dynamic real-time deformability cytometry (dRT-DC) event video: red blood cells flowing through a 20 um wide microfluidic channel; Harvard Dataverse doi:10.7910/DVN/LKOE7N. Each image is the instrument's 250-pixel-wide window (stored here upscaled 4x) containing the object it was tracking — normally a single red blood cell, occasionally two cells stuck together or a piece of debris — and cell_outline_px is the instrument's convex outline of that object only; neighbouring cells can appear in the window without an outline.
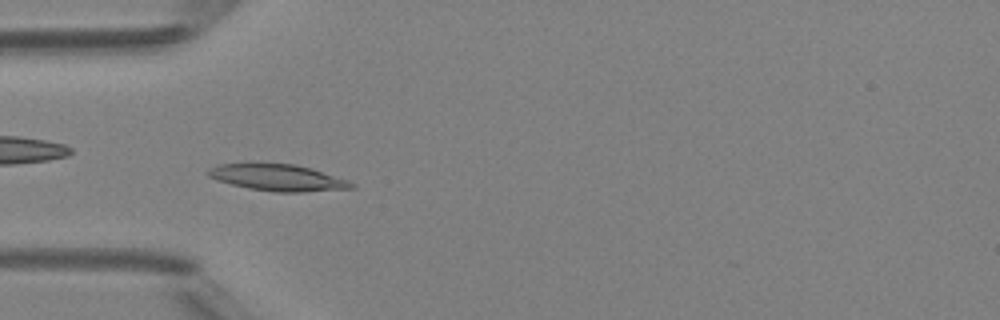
{"species": "Egyptian fruit bat (a non-hibernating species)", "species_latin": "Rousettus aegyptiacus", "temperature_condition": "room temperature", "stored_images_in_passage": 49, "camera_frame_rate_fps": 3000, "um_per_image_px": 0.085, "animal": {"sex": "female"}, "frame": {"image": 1, "passage_image": 15, "time_ms": 4.667, "image_size_px": [1000, 320], "cell_outline_px": [[356, 188], [304, 192], [276, 192], [248, 188], [232, 184], [208, 176], [204, 172], [208, 168], [220, 164], [296, 164], [312, 168], [348, 180], [356, 184]], "centroid_in_image_um": [23.66, 15.1], "position_along_channel_um": 61.3, "area_um2": 22.08}}
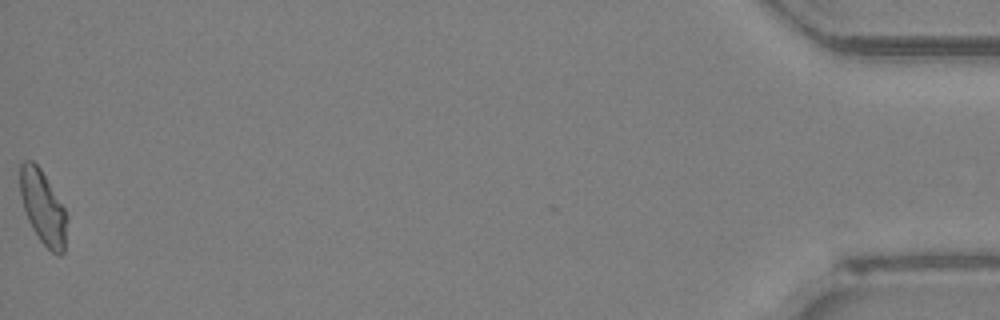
{"frame": {"image": 2, "passage_image": 49, "time_ms": 16.0, "image_size_px": [1000, 320], "cell_outline_px": [[68, 220], [64, 252], [60, 256], [52, 252], [40, 240], [32, 228], [28, 220], [24, 208], [20, 192], [20, 164], [24, 160], [32, 160], [40, 168], [64, 208], [68, 216]], "centroid_in_image_um": [3.66, 17.65], "position_along_channel_um": 431.5, "area_um2": 20.0}, "authors_computed_cell_mechanics": {"area_um2": 20.3456, "velocity_mm_per_s": 4.1901, "shape_relaxation_time_tau1_ms": 9.2039, "shape_relaxation_time_tau2_ms": 1.7657, "deformation_change_tau1": 0.2073, "deformation_change_tau2": 0.0586}}